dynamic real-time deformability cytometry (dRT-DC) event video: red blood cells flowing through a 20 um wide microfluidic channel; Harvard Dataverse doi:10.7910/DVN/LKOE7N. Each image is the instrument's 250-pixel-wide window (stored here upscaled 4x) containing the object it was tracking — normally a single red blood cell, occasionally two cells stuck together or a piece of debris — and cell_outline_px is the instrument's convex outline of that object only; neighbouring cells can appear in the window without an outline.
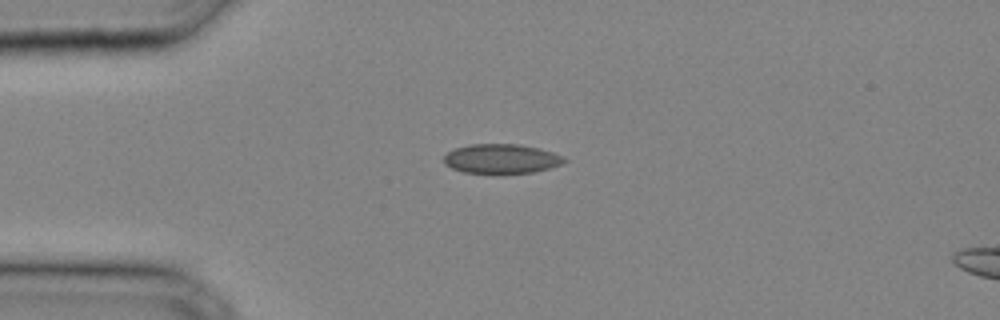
{"species": "common noctule bat (a hibernating species)", "species_latin": "Nyctalus noctula", "temperature_condition": "cold", "stored_images_in_passage": 25, "camera_frame_rate_fps": 3000, "um_per_image_px": 0.085, "animal": {"sex": "male", "body_mass_g": 20.4}, "frame": {"image": 1, "passage_image": 1, "time_ms": 0.0, "image_size_px": [1000, 320], "cell_outline_px": [[568, 160], [560, 164], [548, 168], [532, 172], [500, 176], [492, 176], [464, 172], [452, 168], [444, 164], [444, 156], [448, 152], [456, 148], [472, 144], [516, 144], [540, 148], [564, 156]], "centroid_in_image_um": [42.61, 13.54], "position_along_channel_um": 42.4, "area_um2": 21.33}}
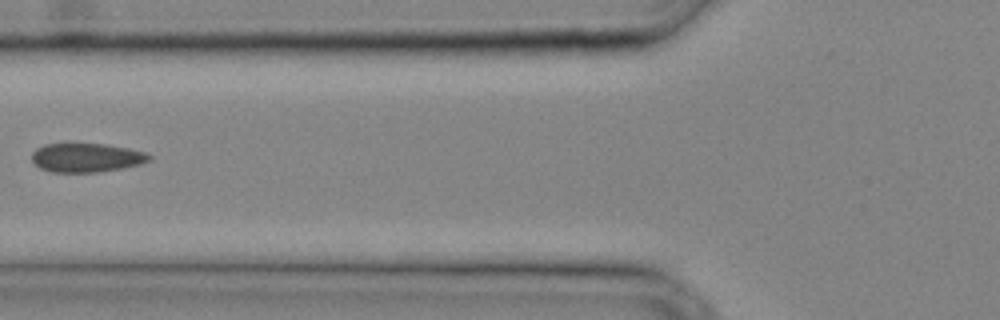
{"frame": {"image": 2, "passage_image": 6, "time_ms": 1.667, "image_size_px": [1000, 320], "cell_outline_px": [[152, 160], [140, 164], [100, 172], [52, 172], [40, 168], [32, 160], [32, 152], [36, 148], [44, 144], [104, 144], [128, 148], [144, 152], [152, 156]], "centroid_in_image_um": [7.35, 13.4], "position_along_channel_um": 118.5, "area_um2": 19.71}}
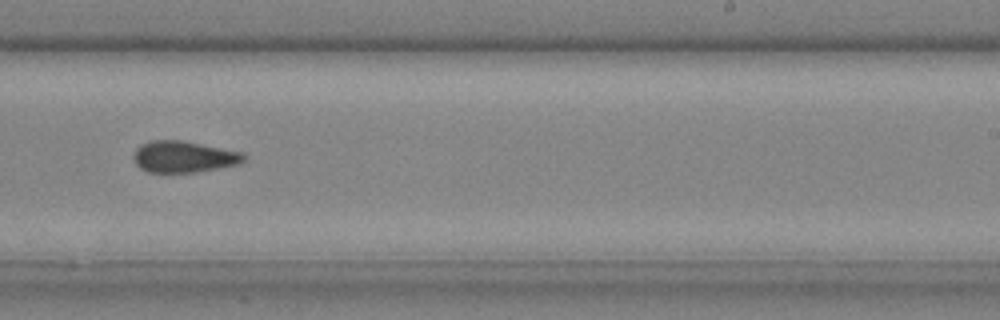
{"frame": {"image": 3, "passage_image": 14, "time_ms": 4.333, "image_size_px": [1000, 320], "cell_outline_px": [[248, 160], [240, 164], [220, 168], [196, 172], [148, 172], [140, 168], [136, 164], [132, 156], [136, 148], [140, 144], [148, 140], [180, 140], [240, 152], [248, 156]], "centroid_in_image_um": [15.61, 13.33], "position_along_channel_um": 273.4, "area_um2": 20.35}}